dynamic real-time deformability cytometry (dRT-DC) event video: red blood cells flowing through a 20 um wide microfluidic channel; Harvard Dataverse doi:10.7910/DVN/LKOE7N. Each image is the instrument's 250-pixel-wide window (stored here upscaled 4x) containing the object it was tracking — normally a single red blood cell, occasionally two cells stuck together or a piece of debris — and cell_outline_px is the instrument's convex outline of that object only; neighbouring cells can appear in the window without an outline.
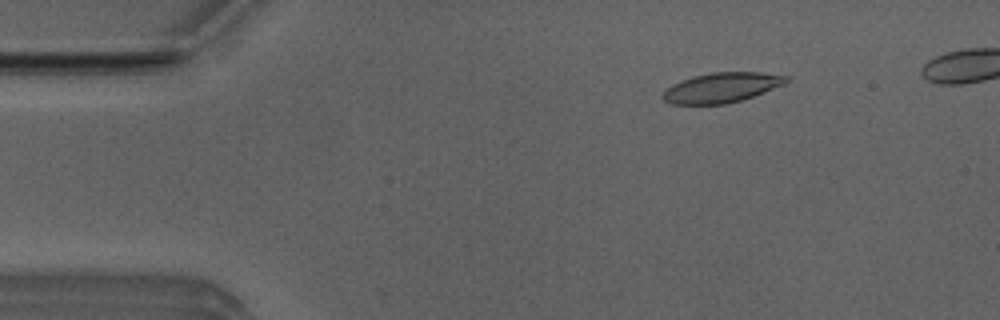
{"species": "Egyptian fruit bat (a non-hibernating species)", "species_latin": "Rousettus aegyptiacus", "temperature_condition": "room temperature", "stored_images_in_passage": 6, "camera_frame_rate_fps": 3000, "um_per_image_px": 0.085, "animal": {"sex": "male"}, "frame": {"image": 1, "passage_image": 3, "time_ms": 0.667, "image_size_px": [1000, 320], "cell_outline_px": [[788, 80], [784, 84], [752, 96], [740, 100], [724, 104], [672, 104], [664, 100], [660, 96], [672, 84], [680, 80], [692, 76], [712, 72], [760, 72], [788, 76]], "centroid_in_image_um": [61.3, 7.43], "position_along_channel_um": 23.7, "area_um2": 21.33}}